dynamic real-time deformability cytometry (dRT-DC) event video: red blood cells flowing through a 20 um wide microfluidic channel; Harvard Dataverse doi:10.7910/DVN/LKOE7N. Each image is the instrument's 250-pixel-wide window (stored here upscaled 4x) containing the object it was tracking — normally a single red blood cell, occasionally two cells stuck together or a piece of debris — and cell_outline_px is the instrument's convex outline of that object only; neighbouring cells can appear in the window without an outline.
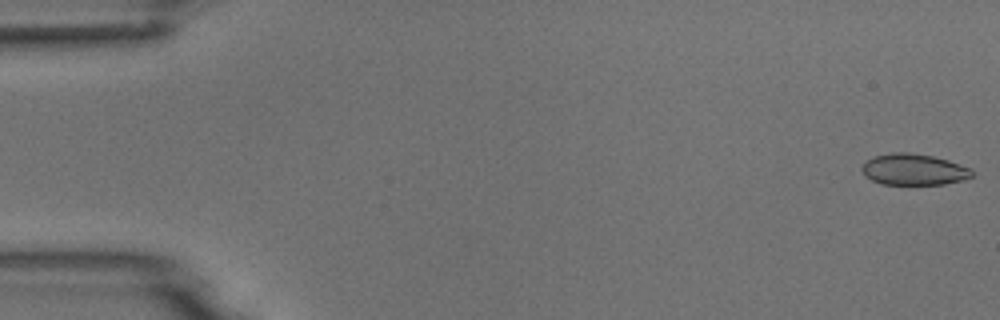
{"species": "common noctule bat (a hibernating species)", "species_latin": "Nyctalus noctula", "temperature_condition": "room temperature", "stored_images_in_passage": 5, "camera_frame_rate_fps": 3000, "um_per_image_px": 0.085, "animal": {"sex": "male", "body_mass_g": 18.8}, "frame": {"image": 1, "passage_image": 1, "time_ms": 0.0, "image_size_px": [1000, 320], "cell_outline_px": [[972, 176], [964, 180], [944, 184], [880, 184], [864, 176], [860, 168], [868, 160], [876, 156], [892, 152], [908, 152], [932, 156], [948, 160], [972, 168]], "centroid_in_image_um": [77.67, 14.41], "position_along_channel_um": 7.3, "area_um2": 20.06}}
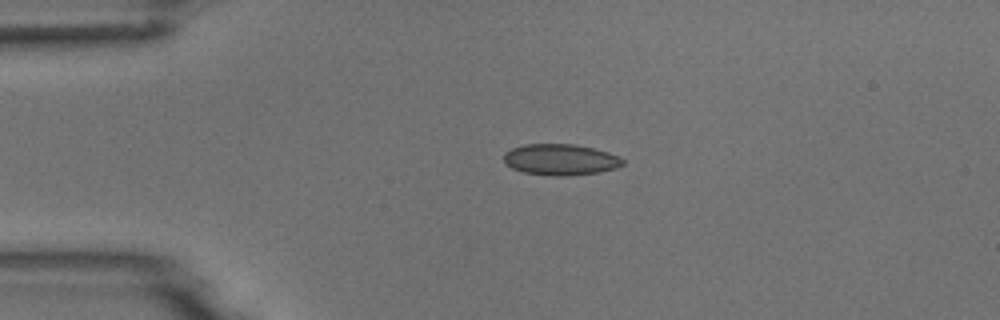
{"frame": {"image": 2, "passage_image": 4, "time_ms": 3.667, "image_size_px": [1000, 320], "cell_outline_px": [[624, 164], [616, 168], [596, 172], [564, 176], [552, 176], [524, 172], [512, 168], [504, 160], [504, 152], [512, 148], [524, 144], [576, 144], [608, 152], [624, 160]], "centroid_in_image_um": [47.62, 13.56], "position_along_channel_um": 37.4, "area_um2": 21.39}}